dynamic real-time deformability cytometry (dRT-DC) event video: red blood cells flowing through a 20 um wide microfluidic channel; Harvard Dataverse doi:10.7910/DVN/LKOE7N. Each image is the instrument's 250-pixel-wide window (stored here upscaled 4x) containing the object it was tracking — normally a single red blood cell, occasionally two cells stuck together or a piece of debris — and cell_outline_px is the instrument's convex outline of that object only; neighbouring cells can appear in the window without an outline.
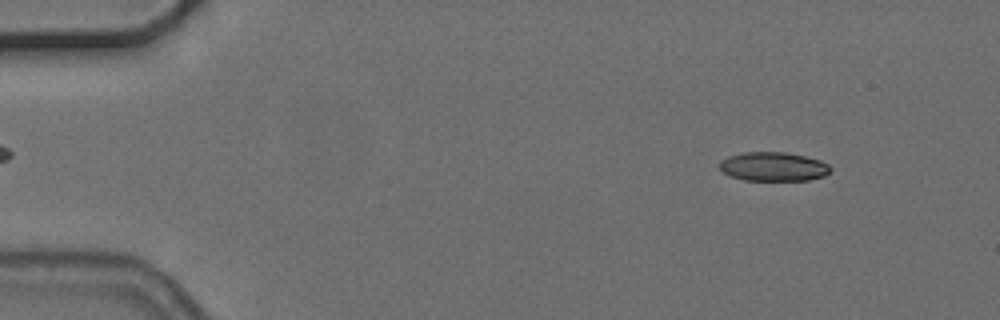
{"species": "common noctule bat (a hibernating species)", "species_latin": "Nyctalus noctula", "temperature_condition": "cold", "stored_images_in_passage": 5, "camera_frame_rate_fps": 3000, "um_per_image_px": 0.085, "animal": {"sex": "female", "body_mass_g": 24.6, "forearm_length_mm": 56.2}, "frame": {"image": 1, "passage_image": 1, "time_ms": 0.0, "image_size_px": [1000, 320], "cell_outline_px": [[832, 168], [824, 176], [808, 180], [744, 180], [732, 176], [724, 172], [720, 168], [720, 160], [728, 156], [744, 152], [784, 152], [804, 156], [820, 160], [828, 164]], "centroid_in_image_um": [65.74, 14.16], "position_along_channel_um": 19.3, "area_um2": 18.61}}
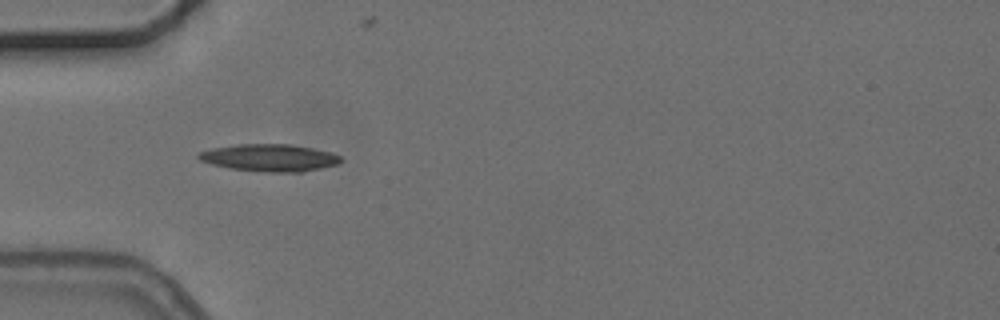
{"frame": {"image": 2, "passage_image": 4, "time_ms": 3.667, "image_size_px": [1000, 320], "cell_outline_px": [[344, 160], [340, 164], [300, 172], [264, 172], [228, 168], [212, 164], [200, 160], [196, 156], [196, 152], [212, 148], [236, 144], [292, 144], [332, 152], [340, 156]], "centroid_in_image_um": [22.91, 13.4], "position_along_channel_um": 62.1, "area_um2": 22.83}}
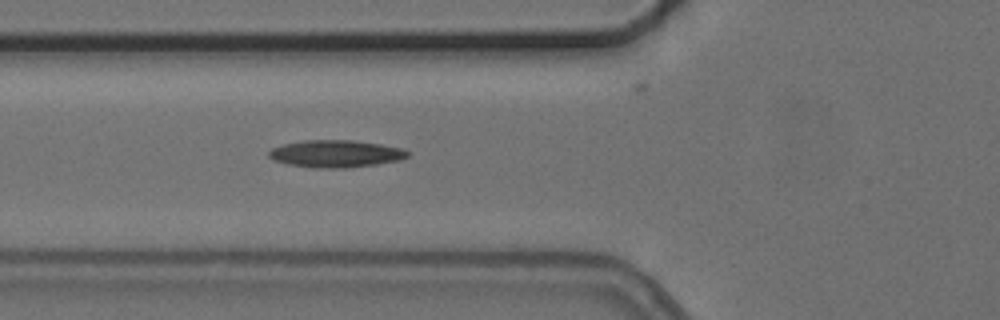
{"frame": {"image": 3, "passage_image": 5, "time_ms": 4.667, "image_size_px": [1000, 320], "cell_outline_px": [[412, 152], [408, 156], [400, 160], [376, 164], [348, 168], [312, 168], [288, 164], [272, 160], [268, 156], [268, 152], [272, 148], [284, 144], [304, 140], [352, 140], [380, 144], [404, 148]], "centroid_in_image_um": [28.56, 13.07], "position_along_channel_um": 97.2, "area_um2": 22.25}}